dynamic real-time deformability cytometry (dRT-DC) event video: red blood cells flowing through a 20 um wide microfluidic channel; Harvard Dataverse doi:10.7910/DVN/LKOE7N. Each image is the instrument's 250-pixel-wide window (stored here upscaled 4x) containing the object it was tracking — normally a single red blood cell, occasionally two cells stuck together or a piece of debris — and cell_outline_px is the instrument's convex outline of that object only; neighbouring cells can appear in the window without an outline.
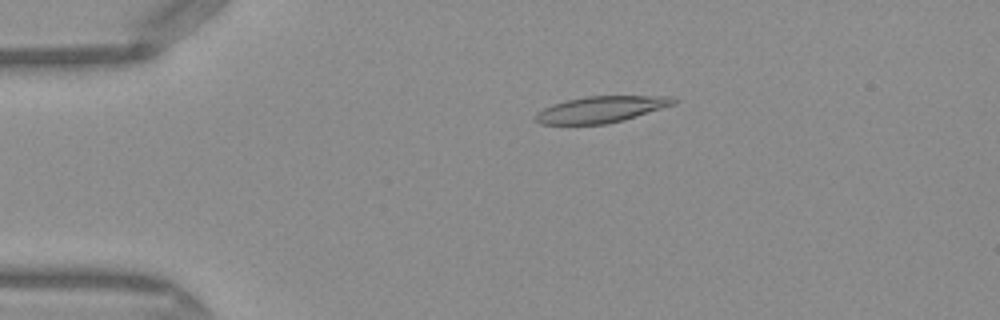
{"species": "Egyptian fruit bat (a non-hibernating species)", "species_latin": "Rousettus aegyptiacus", "temperature_condition": "warm", "stored_images_in_passage": 49, "camera_frame_rate_fps": 3000, "um_per_image_px": 0.085, "frame": {"image": 1, "passage_image": 10, "time_ms": 3.0, "image_size_px": [1000, 320], "cell_outline_px": [[676, 104], [624, 120], [604, 124], [540, 124], [536, 120], [536, 112], [552, 104], [568, 100], [588, 96], [672, 96], [676, 100]], "centroid_in_image_um": [51.11, 9.29], "position_along_channel_um": 33.9, "area_um2": 21.04}}
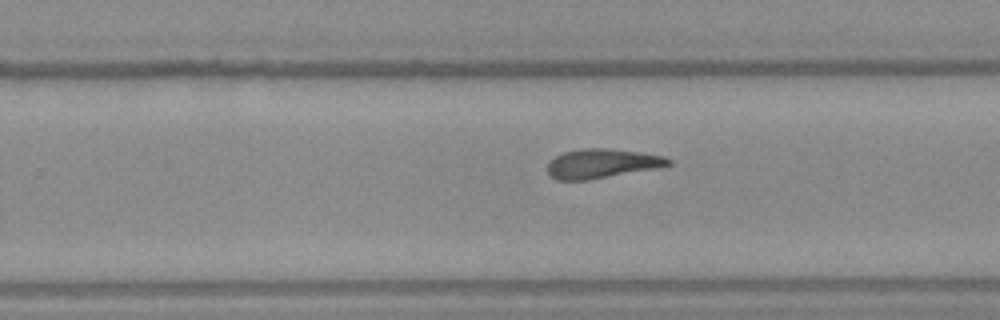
{"frame": {"image": 2, "passage_image": 31, "time_ms": 10.0, "image_size_px": [1000, 320], "cell_outline_px": [[672, 164], [656, 168], [588, 180], [556, 180], [548, 172], [548, 164], [556, 156], [564, 152], [584, 148], [608, 148], [640, 152], [664, 156], [672, 160]], "centroid_in_image_um": [51.18, 13.89], "position_along_channel_um": 278.6, "area_um2": 20.46}}
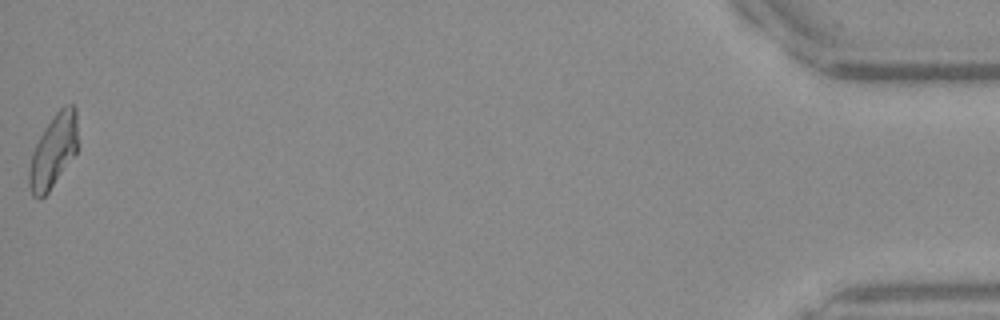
{"frame": {"image": 3, "passage_image": 49, "time_ms": 16.0, "image_size_px": [1000, 320], "cell_outline_px": [[76, 152], [48, 192], [40, 200], [32, 196], [28, 184], [28, 172], [32, 152], [44, 128], [52, 116], [64, 104], [72, 104], [76, 108]], "centroid_in_image_um": [4.5, 12.84], "position_along_channel_um": 430.7, "area_um2": 20.58}, "authors_computed_cell_mechanics": {"area_um2": 20.9814, "velocity_mm_per_s": 4.1223, "shape_relaxation_time_tau1_ms": null, "shape_relaxation_time_tau2_ms": 2.4745, "deformation_change_tau1": null, "deformation_change_tau2": 0.1224}}